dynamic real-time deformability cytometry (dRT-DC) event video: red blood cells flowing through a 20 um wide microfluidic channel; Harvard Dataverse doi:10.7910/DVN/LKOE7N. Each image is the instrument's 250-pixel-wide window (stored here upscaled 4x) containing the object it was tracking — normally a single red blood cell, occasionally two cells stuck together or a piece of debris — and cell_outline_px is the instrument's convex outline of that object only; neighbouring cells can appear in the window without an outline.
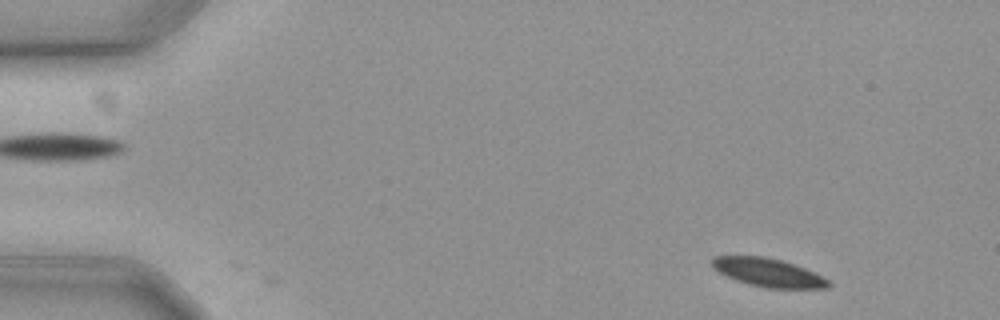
{"species": "common noctule bat (a hibernating species)", "species_latin": "Nyctalus noctula", "temperature_condition": "cold", "stored_images_in_passage": 4, "camera_frame_rate_fps": 3000, "um_per_image_px": 0.085, "animal": {"sex": "female", "body_mass_g": 19.3, "forearm_length_mm": 54.1}, "frame": {"image": 1, "passage_image": 4, "time_ms": 1.0, "image_size_px": [1000, 320], "cell_outline_px": [[832, 284], [828, 288], [764, 288], [748, 284], [736, 280], [712, 268], [712, 256], [764, 256], [780, 260], [804, 268], [824, 276]], "centroid_in_image_um": [65.31, 23.17], "position_along_channel_um": 19.7, "area_um2": 19.19}}